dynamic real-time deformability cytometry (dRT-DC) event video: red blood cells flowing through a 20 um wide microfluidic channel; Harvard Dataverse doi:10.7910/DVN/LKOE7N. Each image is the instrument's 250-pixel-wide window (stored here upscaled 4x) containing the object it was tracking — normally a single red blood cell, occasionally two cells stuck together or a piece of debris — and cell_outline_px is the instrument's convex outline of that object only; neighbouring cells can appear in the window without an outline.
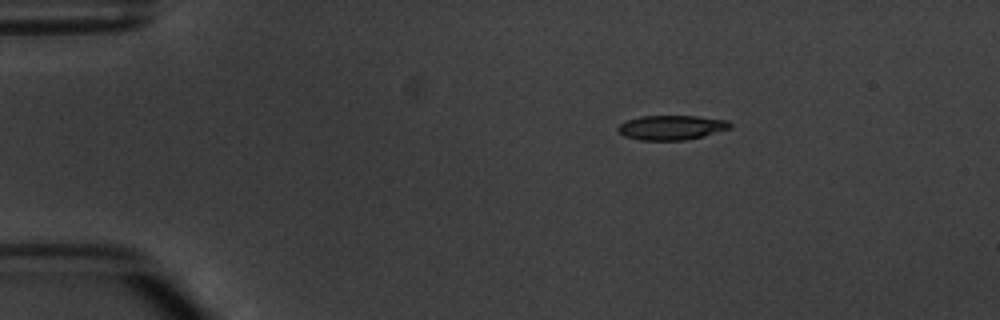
{"species": "common noctule bat (a hibernating species)", "species_latin": "Nyctalus noctula", "temperature_condition": "warm", "stored_images_in_passage": 3, "camera_frame_rate_fps": 3000, "um_per_image_px": 0.085, "animal": {"sex": "male", "body_mass_g": 20.1, "forearm_length_mm": 53.5}, "frame": {"image": 1, "passage_image": 1, "time_ms": 0.0, "image_size_px": [1000, 320], "cell_outline_px": [[732, 128], [684, 140], [640, 140], [624, 136], [616, 128], [620, 124], [628, 120], [640, 116], [696, 116], [728, 120], [732, 124]], "centroid_in_image_um": [57.07, 10.83], "position_along_channel_um": 27.9, "area_um2": 15.9}}